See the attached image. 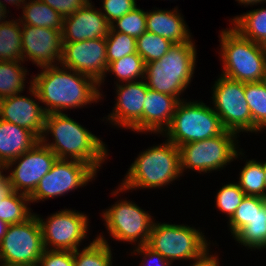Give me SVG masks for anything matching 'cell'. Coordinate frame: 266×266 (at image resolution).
<instances>
[{
	"mask_svg": "<svg viewBox=\"0 0 266 266\" xmlns=\"http://www.w3.org/2000/svg\"><path fill=\"white\" fill-rule=\"evenodd\" d=\"M40 69V73L30 75L31 85L46 114L82 109L88 104L94 105L104 100L99 84L86 75L60 64Z\"/></svg>",
	"mask_w": 266,
	"mask_h": 266,
	"instance_id": "obj_1",
	"label": "cell"
},
{
	"mask_svg": "<svg viewBox=\"0 0 266 266\" xmlns=\"http://www.w3.org/2000/svg\"><path fill=\"white\" fill-rule=\"evenodd\" d=\"M50 135V136H49ZM49 137H52L49 141ZM40 141L58 159L77 160L91 165L97 172L109 158L108 146L84 125L65 113L46 115L43 136ZM52 141V142H51Z\"/></svg>",
	"mask_w": 266,
	"mask_h": 266,
	"instance_id": "obj_2",
	"label": "cell"
},
{
	"mask_svg": "<svg viewBox=\"0 0 266 266\" xmlns=\"http://www.w3.org/2000/svg\"><path fill=\"white\" fill-rule=\"evenodd\" d=\"M163 143L153 144L148 149L139 152L137 158L131 163L122 182L111 195L118 197L120 193L132 192L136 189H160L168 187L174 181H179L180 170L179 147L168 139ZM164 186V187H163Z\"/></svg>",
	"mask_w": 266,
	"mask_h": 266,
	"instance_id": "obj_3",
	"label": "cell"
},
{
	"mask_svg": "<svg viewBox=\"0 0 266 266\" xmlns=\"http://www.w3.org/2000/svg\"><path fill=\"white\" fill-rule=\"evenodd\" d=\"M195 42L174 44L159 60L145 64V76L149 89L183 100V93L194 78L197 59ZM181 97V98H180Z\"/></svg>",
	"mask_w": 266,
	"mask_h": 266,
	"instance_id": "obj_4",
	"label": "cell"
},
{
	"mask_svg": "<svg viewBox=\"0 0 266 266\" xmlns=\"http://www.w3.org/2000/svg\"><path fill=\"white\" fill-rule=\"evenodd\" d=\"M219 34L220 75L244 83L260 82L266 71V47L243 37L232 26Z\"/></svg>",
	"mask_w": 266,
	"mask_h": 266,
	"instance_id": "obj_5",
	"label": "cell"
},
{
	"mask_svg": "<svg viewBox=\"0 0 266 266\" xmlns=\"http://www.w3.org/2000/svg\"><path fill=\"white\" fill-rule=\"evenodd\" d=\"M200 228L186 224L154 221L147 245L172 265L176 260L196 262L211 250V243Z\"/></svg>",
	"mask_w": 266,
	"mask_h": 266,
	"instance_id": "obj_6",
	"label": "cell"
},
{
	"mask_svg": "<svg viewBox=\"0 0 266 266\" xmlns=\"http://www.w3.org/2000/svg\"><path fill=\"white\" fill-rule=\"evenodd\" d=\"M239 137L236 133L225 130L218 136L181 145L179 153L182 175L188 169V172L191 170L202 175L225 169L231 162L245 155L239 145Z\"/></svg>",
	"mask_w": 266,
	"mask_h": 266,
	"instance_id": "obj_7",
	"label": "cell"
},
{
	"mask_svg": "<svg viewBox=\"0 0 266 266\" xmlns=\"http://www.w3.org/2000/svg\"><path fill=\"white\" fill-rule=\"evenodd\" d=\"M225 131L211 104L200 100H180L170 125L161 134L176 146L218 136Z\"/></svg>",
	"mask_w": 266,
	"mask_h": 266,
	"instance_id": "obj_8",
	"label": "cell"
},
{
	"mask_svg": "<svg viewBox=\"0 0 266 266\" xmlns=\"http://www.w3.org/2000/svg\"><path fill=\"white\" fill-rule=\"evenodd\" d=\"M124 199L117 200L100 213L107 234L113 241L134 244L131 248L145 245L155 218L134 201Z\"/></svg>",
	"mask_w": 266,
	"mask_h": 266,
	"instance_id": "obj_9",
	"label": "cell"
},
{
	"mask_svg": "<svg viewBox=\"0 0 266 266\" xmlns=\"http://www.w3.org/2000/svg\"><path fill=\"white\" fill-rule=\"evenodd\" d=\"M218 76L211 87L210 104L220 117L224 129L238 136L241 132L252 133V116L245 97V83Z\"/></svg>",
	"mask_w": 266,
	"mask_h": 266,
	"instance_id": "obj_10",
	"label": "cell"
},
{
	"mask_svg": "<svg viewBox=\"0 0 266 266\" xmlns=\"http://www.w3.org/2000/svg\"><path fill=\"white\" fill-rule=\"evenodd\" d=\"M34 214L40 224L45 249L75 251L89 238L90 219L85 213L64 208L45 219Z\"/></svg>",
	"mask_w": 266,
	"mask_h": 266,
	"instance_id": "obj_11",
	"label": "cell"
},
{
	"mask_svg": "<svg viewBox=\"0 0 266 266\" xmlns=\"http://www.w3.org/2000/svg\"><path fill=\"white\" fill-rule=\"evenodd\" d=\"M97 171L89 164L77 160L57 159L50 171L39 181L29 196L31 203L65 196L85 187L97 177Z\"/></svg>",
	"mask_w": 266,
	"mask_h": 266,
	"instance_id": "obj_12",
	"label": "cell"
},
{
	"mask_svg": "<svg viewBox=\"0 0 266 266\" xmlns=\"http://www.w3.org/2000/svg\"><path fill=\"white\" fill-rule=\"evenodd\" d=\"M45 248L34 214L26 222L9 224L0 241V264L38 263Z\"/></svg>",
	"mask_w": 266,
	"mask_h": 266,
	"instance_id": "obj_13",
	"label": "cell"
},
{
	"mask_svg": "<svg viewBox=\"0 0 266 266\" xmlns=\"http://www.w3.org/2000/svg\"><path fill=\"white\" fill-rule=\"evenodd\" d=\"M57 159L58 157L39 141L30 150L7 163V178L13 190L30 196Z\"/></svg>",
	"mask_w": 266,
	"mask_h": 266,
	"instance_id": "obj_14",
	"label": "cell"
},
{
	"mask_svg": "<svg viewBox=\"0 0 266 266\" xmlns=\"http://www.w3.org/2000/svg\"><path fill=\"white\" fill-rule=\"evenodd\" d=\"M147 89L144 79L116 84L114 107L110 114L103 117V121L109 122L117 130L121 127L143 134V107Z\"/></svg>",
	"mask_w": 266,
	"mask_h": 266,
	"instance_id": "obj_15",
	"label": "cell"
},
{
	"mask_svg": "<svg viewBox=\"0 0 266 266\" xmlns=\"http://www.w3.org/2000/svg\"><path fill=\"white\" fill-rule=\"evenodd\" d=\"M60 65L86 75L99 84L108 67L106 38L63 43Z\"/></svg>",
	"mask_w": 266,
	"mask_h": 266,
	"instance_id": "obj_16",
	"label": "cell"
},
{
	"mask_svg": "<svg viewBox=\"0 0 266 266\" xmlns=\"http://www.w3.org/2000/svg\"><path fill=\"white\" fill-rule=\"evenodd\" d=\"M22 61H31L42 68L60 64L62 56L61 30L21 24Z\"/></svg>",
	"mask_w": 266,
	"mask_h": 266,
	"instance_id": "obj_17",
	"label": "cell"
},
{
	"mask_svg": "<svg viewBox=\"0 0 266 266\" xmlns=\"http://www.w3.org/2000/svg\"><path fill=\"white\" fill-rule=\"evenodd\" d=\"M28 85L27 93L29 92L30 96L19 93L0 100V119L30 130L40 140L47 114L40 104L36 90L31 85V79Z\"/></svg>",
	"mask_w": 266,
	"mask_h": 266,
	"instance_id": "obj_18",
	"label": "cell"
},
{
	"mask_svg": "<svg viewBox=\"0 0 266 266\" xmlns=\"http://www.w3.org/2000/svg\"><path fill=\"white\" fill-rule=\"evenodd\" d=\"M110 29L104 15L94 2H88L72 15L64 17L62 29L63 43L106 38Z\"/></svg>",
	"mask_w": 266,
	"mask_h": 266,
	"instance_id": "obj_19",
	"label": "cell"
},
{
	"mask_svg": "<svg viewBox=\"0 0 266 266\" xmlns=\"http://www.w3.org/2000/svg\"><path fill=\"white\" fill-rule=\"evenodd\" d=\"M151 10H147L146 15V28L148 32L162 36L174 44L195 42L178 6L172 8V10L156 7Z\"/></svg>",
	"mask_w": 266,
	"mask_h": 266,
	"instance_id": "obj_20",
	"label": "cell"
},
{
	"mask_svg": "<svg viewBox=\"0 0 266 266\" xmlns=\"http://www.w3.org/2000/svg\"><path fill=\"white\" fill-rule=\"evenodd\" d=\"M178 102L174 96L148 88L143 107V134L160 137L170 125Z\"/></svg>",
	"mask_w": 266,
	"mask_h": 266,
	"instance_id": "obj_21",
	"label": "cell"
},
{
	"mask_svg": "<svg viewBox=\"0 0 266 266\" xmlns=\"http://www.w3.org/2000/svg\"><path fill=\"white\" fill-rule=\"evenodd\" d=\"M40 140L28 129L0 119V160L9 163Z\"/></svg>",
	"mask_w": 266,
	"mask_h": 266,
	"instance_id": "obj_22",
	"label": "cell"
},
{
	"mask_svg": "<svg viewBox=\"0 0 266 266\" xmlns=\"http://www.w3.org/2000/svg\"><path fill=\"white\" fill-rule=\"evenodd\" d=\"M238 245L247 250L266 249V202L262 206H253L250 223L243 227L234 237Z\"/></svg>",
	"mask_w": 266,
	"mask_h": 266,
	"instance_id": "obj_23",
	"label": "cell"
},
{
	"mask_svg": "<svg viewBox=\"0 0 266 266\" xmlns=\"http://www.w3.org/2000/svg\"><path fill=\"white\" fill-rule=\"evenodd\" d=\"M21 14L22 16L18 18L21 24L61 31L63 29L64 18L40 0H26L22 6Z\"/></svg>",
	"mask_w": 266,
	"mask_h": 266,
	"instance_id": "obj_24",
	"label": "cell"
},
{
	"mask_svg": "<svg viewBox=\"0 0 266 266\" xmlns=\"http://www.w3.org/2000/svg\"><path fill=\"white\" fill-rule=\"evenodd\" d=\"M232 27L254 43L266 45V8L251 9L230 18Z\"/></svg>",
	"mask_w": 266,
	"mask_h": 266,
	"instance_id": "obj_25",
	"label": "cell"
},
{
	"mask_svg": "<svg viewBox=\"0 0 266 266\" xmlns=\"http://www.w3.org/2000/svg\"><path fill=\"white\" fill-rule=\"evenodd\" d=\"M113 75L117 81L114 84H120L125 82H134L144 79L145 76V62L138 53H133L122 57L119 60L110 62L107 67V71L103 80L99 83V90L104 97L102 91V85H104L106 75ZM102 91V92H101Z\"/></svg>",
	"mask_w": 266,
	"mask_h": 266,
	"instance_id": "obj_26",
	"label": "cell"
},
{
	"mask_svg": "<svg viewBox=\"0 0 266 266\" xmlns=\"http://www.w3.org/2000/svg\"><path fill=\"white\" fill-rule=\"evenodd\" d=\"M102 233L88 245L73 251L74 266H113V249Z\"/></svg>",
	"mask_w": 266,
	"mask_h": 266,
	"instance_id": "obj_27",
	"label": "cell"
},
{
	"mask_svg": "<svg viewBox=\"0 0 266 266\" xmlns=\"http://www.w3.org/2000/svg\"><path fill=\"white\" fill-rule=\"evenodd\" d=\"M0 24V61H22V28L19 19Z\"/></svg>",
	"mask_w": 266,
	"mask_h": 266,
	"instance_id": "obj_28",
	"label": "cell"
},
{
	"mask_svg": "<svg viewBox=\"0 0 266 266\" xmlns=\"http://www.w3.org/2000/svg\"><path fill=\"white\" fill-rule=\"evenodd\" d=\"M23 63V61H0V100L14 94L24 93L29 71Z\"/></svg>",
	"mask_w": 266,
	"mask_h": 266,
	"instance_id": "obj_29",
	"label": "cell"
},
{
	"mask_svg": "<svg viewBox=\"0 0 266 266\" xmlns=\"http://www.w3.org/2000/svg\"><path fill=\"white\" fill-rule=\"evenodd\" d=\"M245 97L252 116V133L266 130V88L260 82L245 83ZM264 130V131H263Z\"/></svg>",
	"mask_w": 266,
	"mask_h": 266,
	"instance_id": "obj_30",
	"label": "cell"
},
{
	"mask_svg": "<svg viewBox=\"0 0 266 266\" xmlns=\"http://www.w3.org/2000/svg\"><path fill=\"white\" fill-rule=\"evenodd\" d=\"M238 185L245 195L259 196L266 199V185L263 169V161L246 159L242 169L240 168Z\"/></svg>",
	"mask_w": 266,
	"mask_h": 266,
	"instance_id": "obj_31",
	"label": "cell"
},
{
	"mask_svg": "<svg viewBox=\"0 0 266 266\" xmlns=\"http://www.w3.org/2000/svg\"><path fill=\"white\" fill-rule=\"evenodd\" d=\"M28 195L13 191L0 201V220L9 224H18L30 219L34 212Z\"/></svg>",
	"mask_w": 266,
	"mask_h": 266,
	"instance_id": "obj_32",
	"label": "cell"
},
{
	"mask_svg": "<svg viewBox=\"0 0 266 266\" xmlns=\"http://www.w3.org/2000/svg\"><path fill=\"white\" fill-rule=\"evenodd\" d=\"M173 45L170 40L148 31L136 39L137 53L145 64L162 58Z\"/></svg>",
	"mask_w": 266,
	"mask_h": 266,
	"instance_id": "obj_33",
	"label": "cell"
},
{
	"mask_svg": "<svg viewBox=\"0 0 266 266\" xmlns=\"http://www.w3.org/2000/svg\"><path fill=\"white\" fill-rule=\"evenodd\" d=\"M147 11L140 7H135L121 18L110 24L113 31L121 32L137 39L147 31L146 28Z\"/></svg>",
	"mask_w": 266,
	"mask_h": 266,
	"instance_id": "obj_34",
	"label": "cell"
},
{
	"mask_svg": "<svg viewBox=\"0 0 266 266\" xmlns=\"http://www.w3.org/2000/svg\"><path fill=\"white\" fill-rule=\"evenodd\" d=\"M215 195V207L222 214H225L228 221L235 213L241 201L245 197V193L241 190L237 182L227 183L223 185Z\"/></svg>",
	"mask_w": 266,
	"mask_h": 266,
	"instance_id": "obj_35",
	"label": "cell"
},
{
	"mask_svg": "<svg viewBox=\"0 0 266 266\" xmlns=\"http://www.w3.org/2000/svg\"><path fill=\"white\" fill-rule=\"evenodd\" d=\"M107 60L110 62L121 59L124 56L137 53L136 39L130 35L109 29L106 36Z\"/></svg>",
	"mask_w": 266,
	"mask_h": 266,
	"instance_id": "obj_36",
	"label": "cell"
},
{
	"mask_svg": "<svg viewBox=\"0 0 266 266\" xmlns=\"http://www.w3.org/2000/svg\"><path fill=\"white\" fill-rule=\"evenodd\" d=\"M265 202V198L245 195L231 219L227 221L228 230H230L232 238L250 223L253 215V206H262Z\"/></svg>",
	"mask_w": 266,
	"mask_h": 266,
	"instance_id": "obj_37",
	"label": "cell"
},
{
	"mask_svg": "<svg viewBox=\"0 0 266 266\" xmlns=\"http://www.w3.org/2000/svg\"><path fill=\"white\" fill-rule=\"evenodd\" d=\"M101 2L102 7L99 10L109 24L137 7L136 0H101Z\"/></svg>",
	"mask_w": 266,
	"mask_h": 266,
	"instance_id": "obj_38",
	"label": "cell"
},
{
	"mask_svg": "<svg viewBox=\"0 0 266 266\" xmlns=\"http://www.w3.org/2000/svg\"><path fill=\"white\" fill-rule=\"evenodd\" d=\"M38 264L39 266H74L73 251L45 249Z\"/></svg>",
	"mask_w": 266,
	"mask_h": 266,
	"instance_id": "obj_39",
	"label": "cell"
},
{
	"mask_svg": "<svg viewBox=\"0 0 266 266\" xmlns=\"http://www.w3.org/2000/svg\"><path fill=\"white\" fill-rule=\"evenodd\" d=\"M130 250L131 256H142L139 266H172L167 259H165L159 252L150 248L147 244L134 247L133 251L132 249Z\"/></svg>",
	"mask_w": 266,
	"mask_h": 266,
	"instance_id": "obj_40",
	"label": "cell"
},
{
	"mask_svg": "<svg viewBox=\"0 0 266 266\" xmlns=\"http://www.w3.org/2000/svg\"><path fill=\"white\" fill-rule=\"evenodd\" d=\"M55 11L63 18L75 13L78 9L83 8L89 0H40Z\"/></svg>",
	"mask_w": 266,
	"mask_h": 266,
	"instance_id": "obj_41",
	"label": "cell"
},
{
	"mask_svg": "<svg viewBox=\"0 0 266 266\" xmlns=\"http://www.w3.org/2000/svg\"><path fill=\"white\" fill-rule=\"evenodd\" d=\"M217 254V255H216ZM218 253H212L210 251L208 254H206L201 260L196 261L194 263H189L190 266H220V260H219Z\"/></svg>",
	"mask_w": 266,
	"mask_h": 266,
	"instance_id": "obj_42",
	"label": "cell"
},
{
	"mask_svg": "<svg viewBox=\"0 0 266 266\" xmlns=\"http://www.w3.org/2000/svg\"><path fill=\"white\" fill-rule=\"evenodd\" d=\"M13 187L8 178L0 183V201H3L7 196L13 192Z\"/></svg>",
	"mask_w": 266,
	"mask_h": 266,
	"instance_id": "obj_43",
	"label": "cell"
},
{
	"mask_svg": "<svg viewBox=\"0 0 266 266\" xmlns=\"http://www.w3.org/2000/svg\"><path fill=\"white\" fill-rule=\"evenodd\" d=\"M5 2H6V4L8 3V5H11V6L14 5L17 9H19V8L22 9V6L26 2V0H3V1L0 0L2 7L9 12V7L7 9V7H6L7 5L5 4Z\"/></svg>",
	"mask_w": 266,
	"mask_h": 266,
	"instance_id": "obj_44",
	"label": "cell"
},
{
	"mask_svg": "<svg viewBox=\"0 0 266 266\" xmlns=\"http://www.w3.org/2000/svg\"><path fill=\"white\" fill-rule=\"evenodd\" d=\"M239 5L244 7H252L266 3V0H235Z\"/></svg>",
	"mask_w": 266,
	"mask_h": 266,
	"instance_id": "obj_45",
	"label": "cell"
},
{
	"mask_svg": "<svg viewBox=\"0 0 266 266\" xmlns=\"http://www.w3.org/2000/svg\"><path fill=\"white\" fill-rule=\"evenodd\" d=\"M6 172H7V163L0 160V183L7 178Z\"/></svg>",
	"mask_w": 266,
	"mask_h": 266,
	"instance_id": "obj_46",
	"label": "cell"
},
{
	"mask_svg": "<svg viewBox=\"0 0 266 266\" xmlns=\"http://www.w3.org/2000/svg\"><path fill=\"white\" fill-rule=\"evenodd\" d=\"M8 11L2 7V4L0 3V24L9 16Z\"/></svg>",
	"mask_w": 266,
	"mask_h": 266,
	"instance_id": "obj_47",
	"label": "cell"
},
{
	"mask_svg": "<svg viewBox=\"0 0 266 266\" xmlns=\"http://www.w3.org/2000/svg\"><path fill=\"white\" fill-rule=\"evenodd\" d=\"M7 227H8V224L6 222L0 220V241L5 236Z\"/></svg>",
	"mask_w": 266,
	"mask_h": 266,
	"instance_id": "obj_48",
	"label": "cell"
},
{
	"mask_svg": "<svg viewBox=\"0 0 266 266\" xmlns=\"http://www.w3.org/2000/svg\"><path fill=\"white\" fill-rule=\"evenodd\" d=\"M0 266H39L38 263H24V264H0Z\"/></svg>",
	"mask_w": 266,
	"mask_h": 266,
	"instance_id": "obj_49",
	"label": "cell"
},
{
	"mask_svg": "<svg viewBox=\"0 0 266 266\" xmlns=\"http://www.w3.org/2000/svg\"><path fill=\"white\" fill-rule=\"evenodd\" d=\"M263 169H264L265 185H266V161H263Z\"/></svg>",
	"mask_w": 266,
	"mask_h": 266,
	"instance_id": "obj_50",
	"label": "cell"
},
{
	"mask_svg": "<svg viewBox=\"0 0 266 266\" xmlns=\"http://www.w3.org/2000/svg\"><path fill=\"white\" fill-rule=\"evenodd\" d=\"M261 82L263 83V85H264L265 88H266V71H265V74H264V76H263Z\"/></svg>",
	"mask_w": 266,
	"mask_h": 266,
	"instance_id": "obj_51",
	"label": "cell"
}]
</instances>
